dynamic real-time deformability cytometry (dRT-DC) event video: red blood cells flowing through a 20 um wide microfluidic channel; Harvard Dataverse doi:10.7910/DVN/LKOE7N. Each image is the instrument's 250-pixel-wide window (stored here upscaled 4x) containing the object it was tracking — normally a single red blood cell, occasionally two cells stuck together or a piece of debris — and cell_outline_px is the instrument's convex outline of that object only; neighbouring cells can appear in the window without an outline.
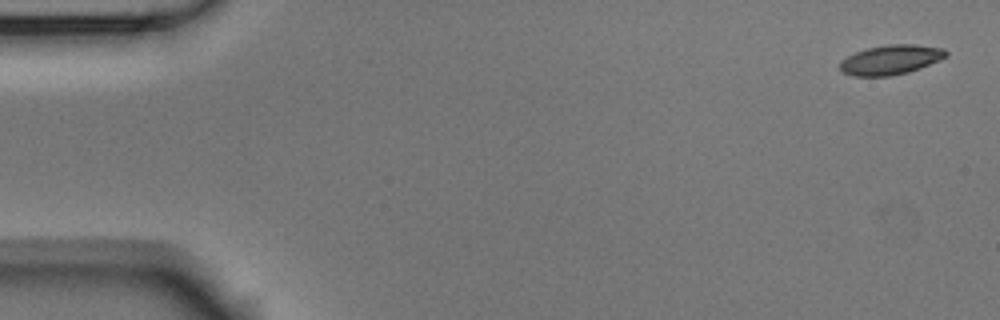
{"species": "Egyptian fruit bat (a non-hibernating species)", "species_latin": "Rousettus aegyptiacus", "temperature_condition": "room temperature", "stored_images_in_passage": 5, "camera_frame_rate_fps": 3000, "um_per_image_px": 0.085, "animal": {"sex": "male"}, "frame": {"image": 1, "passage_image": 1, "time_ms": 0.0, "image_size_px": [1000, 320], "cell_outline_px": [[948, 56], [940, 60], [920, 68], [908, 72], [892, 76], [852, 76], [844, 72], [840, 68], [840, 60], [856, 52], [868, 48], [888, 44], [912, 44], [944, 48], [948, 52]], "centroid_in_image_um": [75.74, 5.08], "position_along_channel_um": 9.3, "area_um2": 18.32}}
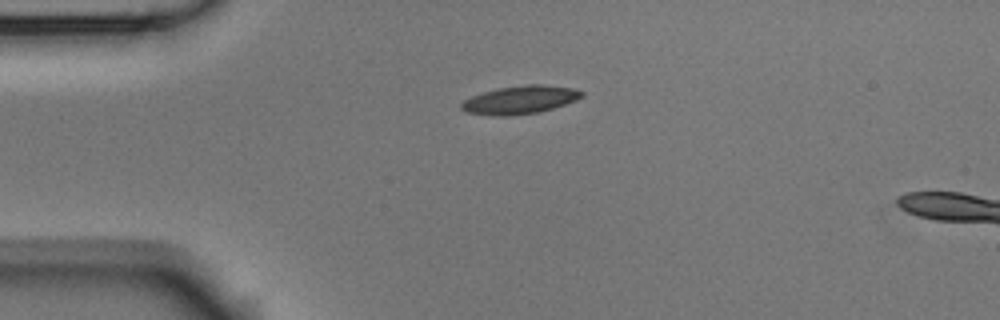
{"frame": {"image": 2, "passage_image": 4, "time_ms": 1.0, "image_size_px": [1000, 320], "cell_outline_px": [[584, 96], [576, 100], [540, 112], [512, 116], [496, 116], [468, 112], [460, 108], [460, 104], [464, 100], [472, 96], [484, 92], [500, 88], [528, 84], [540, 84], [572, 88], [584, 92]], "centroid_in_image_um": [44.21, 8.49], "position_along_channel_um": 40.8, "area_um2": 19.59}}